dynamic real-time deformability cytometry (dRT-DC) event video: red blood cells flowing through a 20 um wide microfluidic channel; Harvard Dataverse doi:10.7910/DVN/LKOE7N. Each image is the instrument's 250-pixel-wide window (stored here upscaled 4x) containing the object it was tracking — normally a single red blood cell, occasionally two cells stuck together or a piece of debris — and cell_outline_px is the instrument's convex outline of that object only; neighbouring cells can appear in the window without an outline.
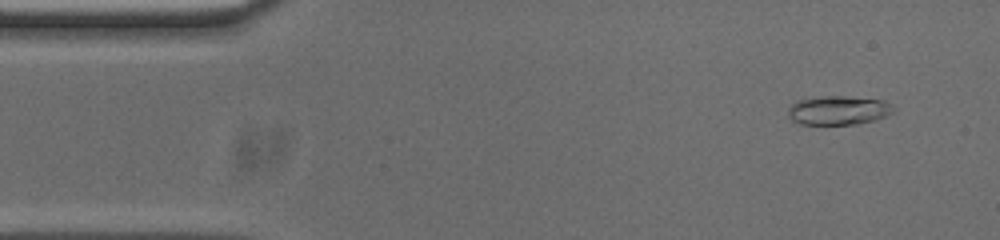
{"species": "common noctule bat (a hibernating species)", "species_latin": "Nyctalus noctula", "temperature_condition": "cold", "stored_images_in_passage": 53, "camera_frame_rate_fps": 3000, "um_per_image_px": 0.085, "animal": {"sex": "male", "body_mass_g": 20.0, "forearm_length_mm": 53.3}, "frame": {"image": 1, "passage_image": 4, "time_ms": 1.0, "image_size_px": [1000, 240], "cell_outline_px": [[896, 108], [892, 112], [884, 116], [872, 120], [856, 124], [800, 124], [792, 120], [788, 116], [788, 108], [796, 100], [820, 96], [844, 96], [884, 100], [892, 104]], "centroid_in_image_um": [71.24, 9.36], "position_along_channel_um": 13.8, "area_um2": 17.8}}
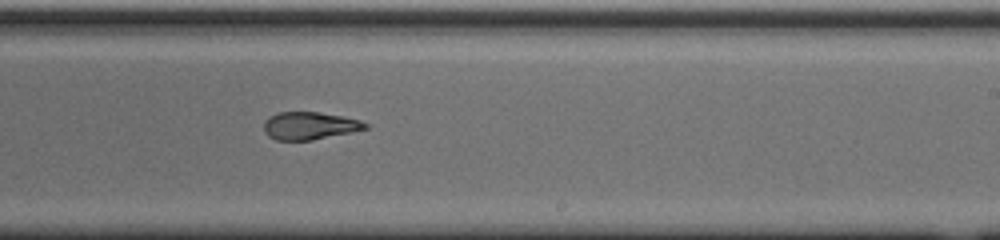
{"frame": {"image": 2, "passage_image": 31, "time_ms": 10.0, "image_size_px": [1000, 240], "cell_outline_px": [[368, 128], [352, 132], [312, 140], [276, 140], [268, 136], [264, 132], [264, 120], [268, 116], [276, 112], [316, 112], [340, 116], [360, 120], [368, 124]], "centroid_in_image_um": [26.27, 10.69], "position_along_channel_um": 262.7, "area_um2": 16.36}}
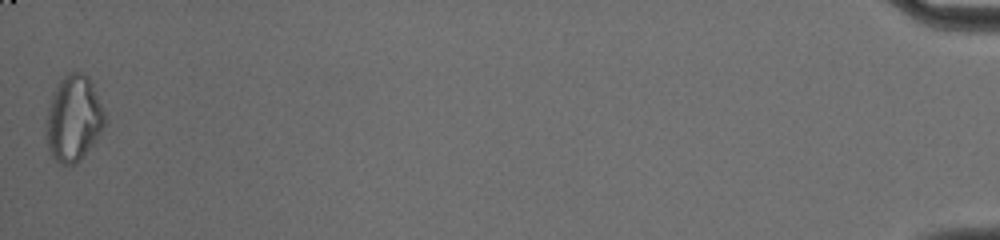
{"frame": {"image": 3, "passage_image": 53, "time_ms": 17.333, "image_size_px": [1000, 240], "cell_outline_px": [[104, 124], [100, 132], [92, 144], [80, 160], [76, 164], [60, 164], [52, 156], [48, 148], [44, 132], [48, 108], [52, 92], [60, 80], [68, 72], [84, 72], [88, 76], [92, 84], [104, 112]], "centroid_in_image_um": [6.21, 10.06], "position_along_channel_um": 429.0, "area_um2": 29.19}, "authors_computed_cell_mechanics": {"area_um2": 17.5712, "velocity_mm_per_s": 3.7376, "shape_relaxation_time_tau1_ms": null, "shape_relaxation_time_tau2_ms": 2.7485, "deformation_change_tau1": null, "deformation_change_tau2": 0.0946}}